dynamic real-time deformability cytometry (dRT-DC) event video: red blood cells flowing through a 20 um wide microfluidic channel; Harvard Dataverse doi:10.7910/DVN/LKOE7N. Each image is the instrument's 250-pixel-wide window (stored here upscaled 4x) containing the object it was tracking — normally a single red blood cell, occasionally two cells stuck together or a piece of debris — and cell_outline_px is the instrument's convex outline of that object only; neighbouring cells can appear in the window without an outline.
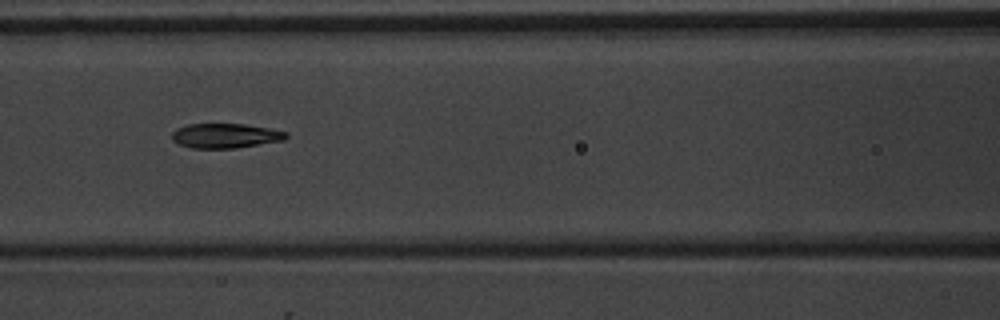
{"species": "common noctule bat (a hibernating species)", "species_latin": "Nyctalus noctula", "temperature_condition": "warm", "stored_images_in_passage": 5, "camera_frame_rate_fps": 3000, "um_per_image_px": 0.085, "animal": {"sex": "male", "body_mass_g": 20.1, "forearm_length_mm": 53.5}, "frame": {"image": 1, "passage_image": 4, "time_ms": 3.333, "image_size_px": [1000, 320], "cell_outline_px": [[288, 136], [284, 140], [236, 148], [192, 148], [180, 144], [172, 140], [172, 132], [176, 128], [188, 124], [244, 124], [268, 128], [288, 132]], "centroid_in_image_um": [19.15, 11.53], "position_along_channel_um": 147.4, "area_um2": 16.36}}
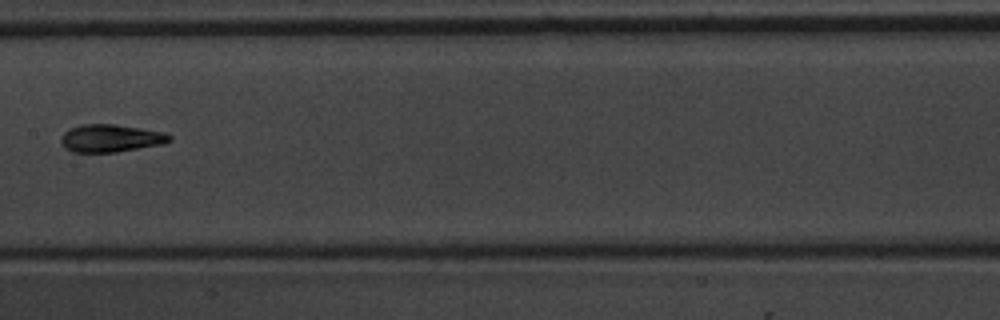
{"frame": {"image": 2, "passage_image": 5, "time_ms": 4.667, "image_size_px": [1000, 320], "cell_outline_px": [[172, 140], [164, 144], [116, 152], [72, 152], [64, 148], [60, 144], [60, 136], [64, 132], [72, 128], [84, 124], [116, 124], [164, 132], [172, 136]], "centroid_in_image_um": [9.4, 11.76], "position_along_channel_um": 198.0, "area_um2": 17.63}}